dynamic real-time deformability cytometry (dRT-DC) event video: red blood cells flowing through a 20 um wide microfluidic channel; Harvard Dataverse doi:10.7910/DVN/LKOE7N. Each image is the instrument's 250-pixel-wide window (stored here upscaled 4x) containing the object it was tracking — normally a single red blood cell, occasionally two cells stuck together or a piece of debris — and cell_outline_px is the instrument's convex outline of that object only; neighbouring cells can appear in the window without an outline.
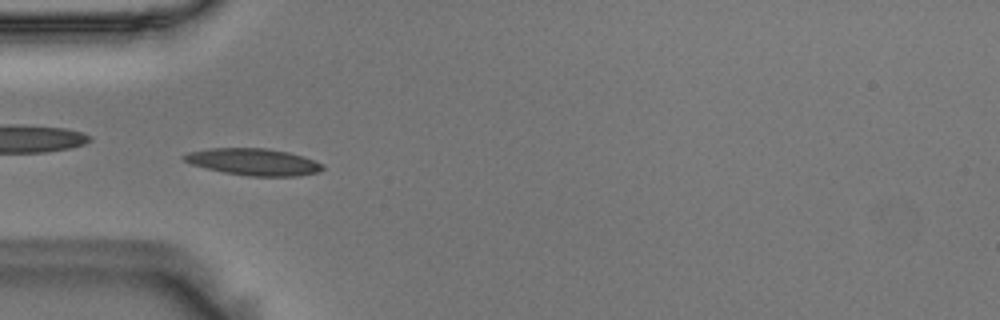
{"species": "Egyptian fruit bat (a non-hibernating species)", "species_latin": "Rousettus aegyptiacus", "temperature_condition": "room temperature", "stored_images_in_passage": 55, "camera_frame_rate_fps": 3000, "um_per_image_px": 0.085, "animal": {"sex": "male"}, "frame": {"image": 1, "passage_image": 17, "time_ms": 5.333, "image_size_px": [1000, 320], "cell_outline_px": [[324, 168], [320, 172], [300, 176], [252, 176], [224, 172], [192, 164], [184, 160], [180, 156], [188, 152], [212, 148], [268, 148], [288, 152], [304, 156], [324, 164]], "centroid_in_image_um": [21.6, 13.75], "position_along_channel_um": 63.4, "area_um2": 21.68}}
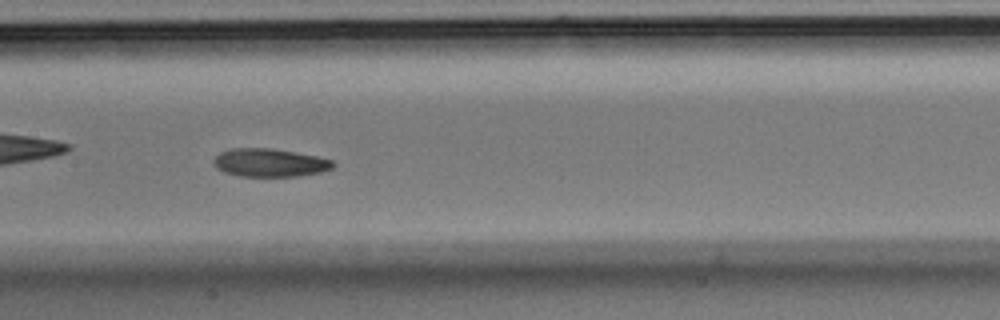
{"frame": {"image": 2, "passage_image": 27, "time_ms": 8.667, "image_size_px": [1000, 320], "cell_outline_px": [[336, 164], [332, 168], [320, 172], [296, 176], [240, 176], [224, 172], [216, 168], [212, 164], [212, 160], [220, 152], [232, 148], [272, 148], [296, 152], [316, 156], [332, 160]], "centroid_in_image_um": [22.89, 13.82], "position_along_channel_um": 184.5, "area_um2": 19.65}}
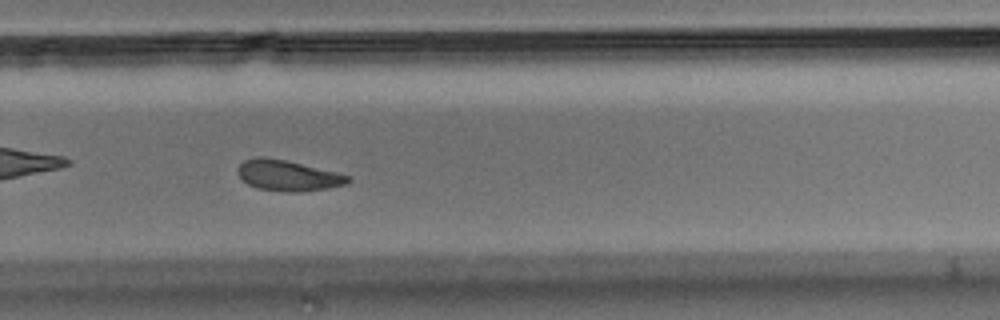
{"frame": {"image": 3, "passage_image": 37, "time_ms": 12.0, "image_size_px": [1000, 320], "cell_outline_px": [[352, 180], [348, 184], [328, 188], [300, 192], [284, 192], [256, 188], [248, 184], [236, 172], [236, 168], [244, 160], [256, 156], [264, 156], [284, 160], [336, 172], [352, 176]], "centroid_in_image_um": [24.47, 14.92], "position_along_channel_um": 305.3, "area_um2": 19.88}, "authors_computed_cell_mechanics": {"area_um2": 20.0566, "velocity_mm_per_s": 3.6454, "shape_relaxation_time_tau1_ms": 2.7938, "shape_relaxation_time_tau2_ms": 5.222, "deformation_change_tau1": 0.1158, "deformation_change_tau2": 0.1153}}